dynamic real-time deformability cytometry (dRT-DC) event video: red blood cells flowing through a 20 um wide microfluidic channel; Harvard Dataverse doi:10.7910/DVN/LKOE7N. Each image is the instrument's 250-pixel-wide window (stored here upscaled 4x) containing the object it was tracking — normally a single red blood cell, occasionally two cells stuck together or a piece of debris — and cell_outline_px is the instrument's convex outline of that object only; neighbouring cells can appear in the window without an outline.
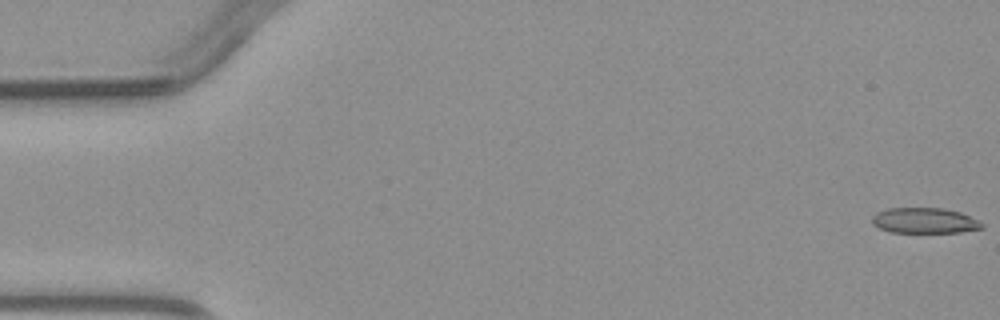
{"species": "common noctule bat (a hibernating species)", "species_latin": "Nyctalus noctula", "temperature_condition": "warm", "stored_images_in_passage": 5, "camera_frame_rate_fps": 3000, "um_per_image_px": 0.085, "animal": {"sex": "male", "body_mass_g": 23.1, "forearm_length_mm": 52.7}, "frame": {"image": 1, "passage_image": 1, "time_ms": 0.0, "image_size_px": [1000, 320], "cell_outline_px": [[984, 228], [960, 232], [892, 232], [880, 228], [872, 224], [872, 216], [876, 212], [888, 208], [944, 208], [960, 212], [980, 220], [984, 224]], "centroid_in_image_um": [78.61, 18.74], "position_along_channel_um": 6.4, "area_um2": 16.42}}
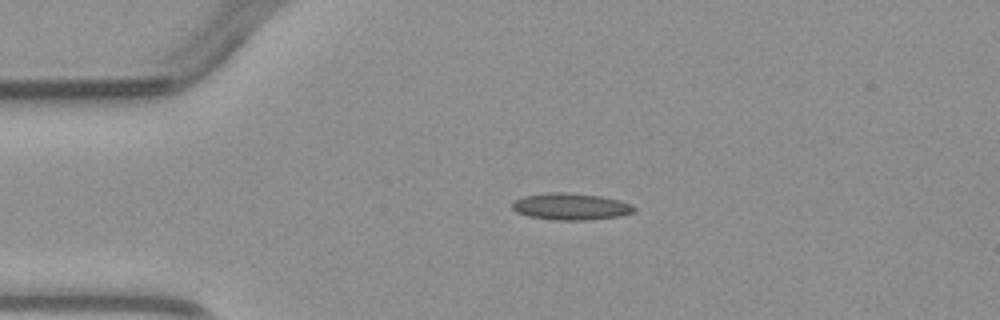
{"frame": {"image": 2, "passage_image": 4, "time_ms": 3.333, "image_size_px": [1000, 320], "cell_outline_px": [[636, 212], [620, 216], [584, 220], [556, 220], [528, 216], [516, 212], [512, 208], [512, 204], [516, 200], [524, 196], [548, 192], [568, 192], [600, 196], [620, 200], [636, 208]], "centroid_in_image_um": [48.52, 17.55], "position_along_channel_um": 36.5, "area_um2": 18.96}}